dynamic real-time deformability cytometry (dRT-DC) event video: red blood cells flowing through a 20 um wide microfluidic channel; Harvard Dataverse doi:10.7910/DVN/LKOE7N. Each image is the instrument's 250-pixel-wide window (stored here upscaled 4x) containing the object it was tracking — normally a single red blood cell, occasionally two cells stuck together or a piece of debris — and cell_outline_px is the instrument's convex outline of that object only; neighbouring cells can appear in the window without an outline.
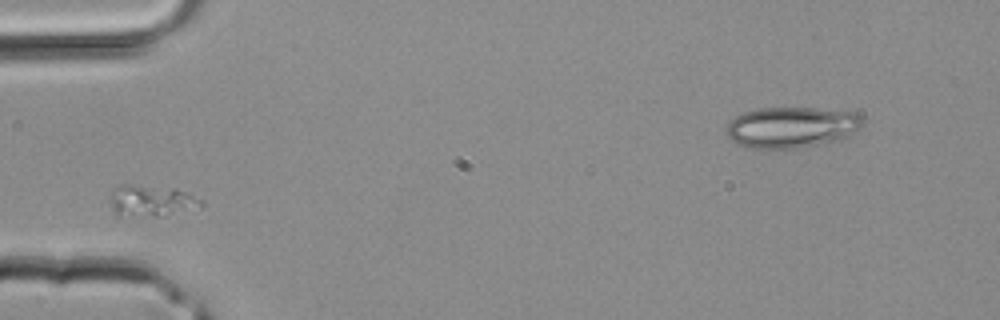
{"species": "common noctule bat (a hibernating species)", "species_latin": "Nyctalus noctula", "temperature_condition": "room temperature", "stored_images_in_passage": 3, "camera_frame_rate_fps": 3000, "um_per_image_px": 0.085, "animal": {"sex": "male", "body_mass_g": 20.4}, "frame": {"image": 1, "passage_image": 3, "time_ms": 0.667, "image_size_px": [1000, 320], "cell_outline_px": [[204, 208], [164, 216], [116, 216], [112, 212], [108, 192], [120, 184], [128, 184], [176, 188], [188, 192], [200, 200], [204, 204]], "centroid_in_image_um": [12.85, 17.08], "position_along_channel_um": 72.2, "area_um2": 17.46}}